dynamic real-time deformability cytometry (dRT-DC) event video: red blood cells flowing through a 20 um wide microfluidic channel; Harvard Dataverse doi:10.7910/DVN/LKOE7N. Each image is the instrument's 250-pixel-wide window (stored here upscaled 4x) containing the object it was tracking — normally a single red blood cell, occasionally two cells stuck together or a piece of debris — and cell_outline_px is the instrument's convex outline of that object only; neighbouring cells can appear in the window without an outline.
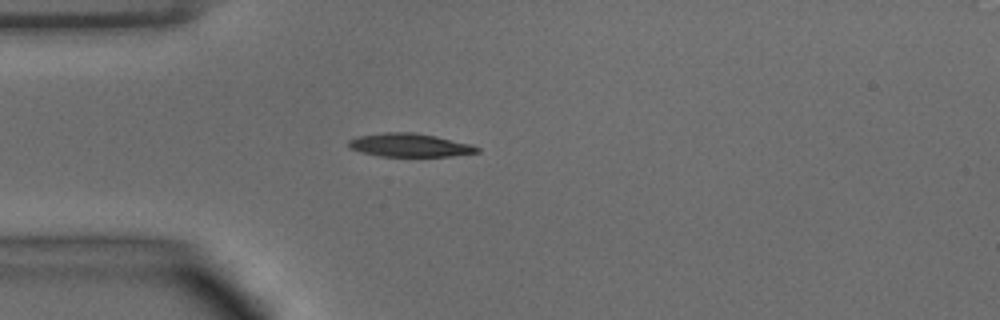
{"species": "common noctule bat (a hibernating species)", "species_latin": "Nyctalus noctula", "temperature_condition": "warm", "stored_images_in_passage": 37, "camera_frame_rate_fps": 3000, "um_per_image_px": 0.085, "animal": {"sex": "male", "body_mass_g": 15.6}, "frame": {"image": 1, "passage_image": 1, "time_ms": 0.0, "image_size_px": [1000, 320], "cell_outline_px": [[480, 152], [452, 156], [380, 156], [360, 152], [348, 148], [348, 140], [360, 136], [384, 132], [416, 132], [436, 136], [472, 144], [480, 148]], "centroid_in_image_um": [34.83, 12.33], "position_along_channel_um": 50.2, "area_um2": 17.63}}
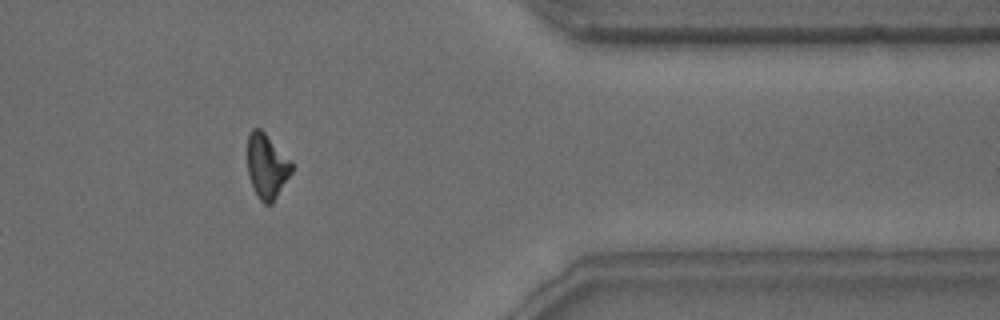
{"frame": {"image": 2, "passage_image": 28, "time_ms": 9.0, "image_size_px": [1000, 320], "cell_outline_px": [[292, 172], [272, 204], [264, 204], [260, 200], [252, 188], [248, 176], [248, 136], [252, 128], [260, 128], [264, 132], [292, 164]], "centroid_in_image_um": [22.65, 14.16], "position_along_channel_um": 388.8, "area_um2": 16.36}}
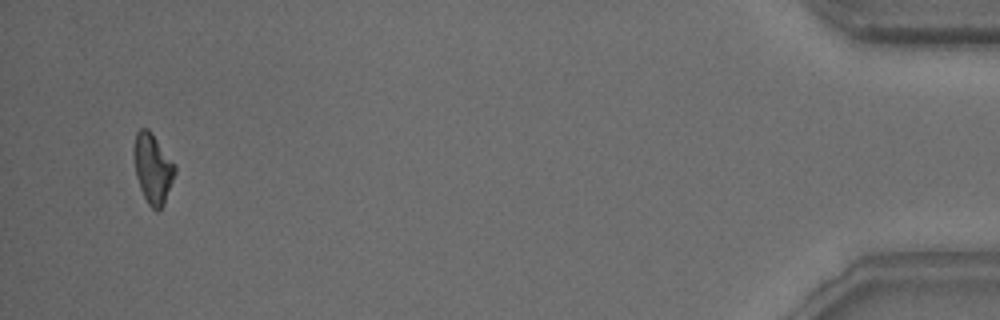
{"frame": {"image": 3, "passage_image": 35, "time_ms": 11.333, "image_size_px": [1000, 320], "cell_outline_px": [[176, 172], [164, 204], [156, 212], [148, 204], [140, 188], [136, 176], [132, 152], [136, 132], [140, 128], [148, 128], [152, 132], [176, 164]], "centroid_in_image_um": [12.98, 14.28], "position_along_channel_um": 422.2, "area_um2": 16.99}, "authors_computed_cell_mechanics": {"area_um2": 17.2822, "velocity_mm_per_s": 4.0919, "shape_relaxation_time_tau1_ms": 6.2596, "shape_relaxation_time_tau2_ms": null, "deformation_change_tau1": 0.1801, "deformation_change_tau2": null}}